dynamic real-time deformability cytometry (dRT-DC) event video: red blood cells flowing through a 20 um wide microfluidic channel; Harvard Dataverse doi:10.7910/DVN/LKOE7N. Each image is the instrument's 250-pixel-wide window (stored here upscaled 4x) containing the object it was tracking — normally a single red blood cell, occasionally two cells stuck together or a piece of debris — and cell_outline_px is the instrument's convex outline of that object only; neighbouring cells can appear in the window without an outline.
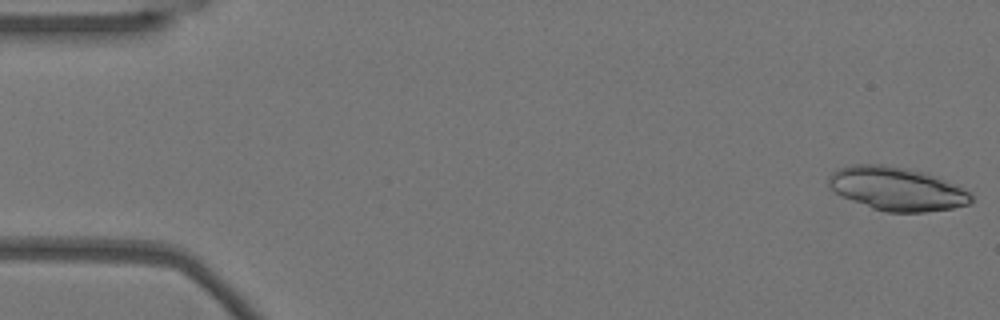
{"species": "Egyptian fruit bat (a non-hibernating species)", "species_latin": "Rousettus aegyptiacus", "temperature_condition": "warm", "stored_images_in_passage": 52, "camera_frame_rate_fps": 3000, "um_per_image_px": 0.085, "animal": {"sex": "female"}, "frame": {"image": 1, "passage_image": 1, "time_ms": 0.0, "image_size_px": [1000, 320], "cell_outline_px": [[972, 200], [968, 204], [952, 208], [924, 212], [884, 212], [872, 208], [840, 196], [828, 188], [828, 176], [832, 172], [840, 168], [852, 164], [884, 164], [924, 172], [936, 176], [968, 192], [972, 196]], "centroid_in_image_um": [76.15, 16.05], "position_along_channel_um": 8.9, "area_um2": 36.01}}